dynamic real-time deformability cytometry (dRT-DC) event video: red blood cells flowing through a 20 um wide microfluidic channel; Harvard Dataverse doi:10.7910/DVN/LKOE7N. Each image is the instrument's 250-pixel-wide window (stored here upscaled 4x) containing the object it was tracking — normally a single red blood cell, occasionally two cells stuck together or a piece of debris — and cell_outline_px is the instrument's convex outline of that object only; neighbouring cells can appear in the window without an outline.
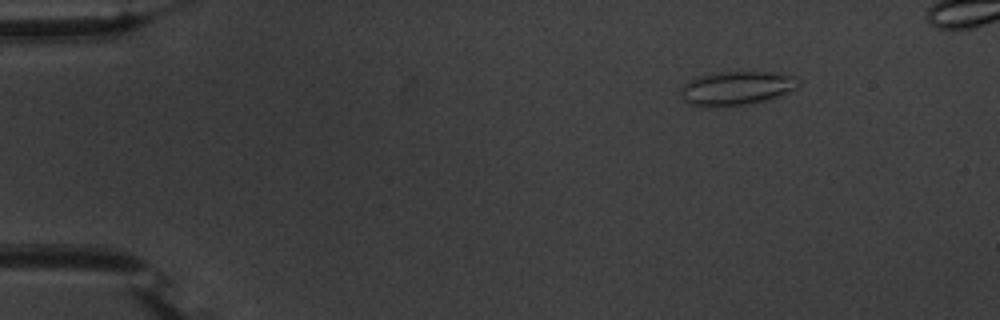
{"species": "common noctule bat (a hibernating species)", "species_latin": "Nyctalus noctula", "temperature_condition": "warm", "stored_images_in_passage": 2, "camera_frame_rate_fps": 3000, "um_per_image_px": 0.085, "animal": {"sex": "male", "body_mass_g": 20.1, "forearm_length_mm": 53.5}, "frame": {"image": 1, "passage_image": 1, "time_ms": 0.0, "image_size_px": [1000, 320], "cell_outline_px": [[800, 84], [796, 88], [780, 96], [764, 100], [744, 104], [688, 104], [684, 100], [684, 84], [700, 76], [716, 72], [776, 72], [800, 80]], "centroid_in_image_um": [62.7, 7.45], "position_along_channel_um": 22.3, "area_um2": 22.02}}